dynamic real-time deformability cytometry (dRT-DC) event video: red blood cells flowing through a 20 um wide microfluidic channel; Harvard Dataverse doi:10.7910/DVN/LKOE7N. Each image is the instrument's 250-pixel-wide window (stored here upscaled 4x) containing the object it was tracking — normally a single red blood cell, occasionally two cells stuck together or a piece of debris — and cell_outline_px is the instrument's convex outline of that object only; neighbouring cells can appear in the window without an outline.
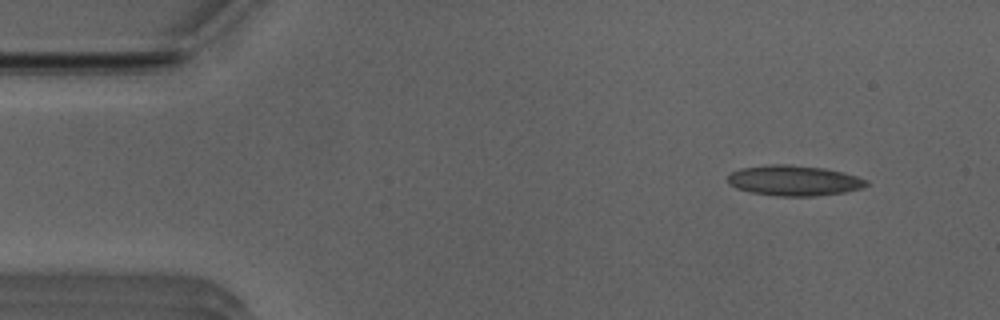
{"species": "Egyptian fruit bat (a non-hibernating species)", "species_latin": "Rousettus aegyptiacus", "temperature_condition": "room temperature", "stored_images_in_passage": 42, "camera_frame_rate_fps": 3000, "um_per_image_px": 0.085, "animal": {"sex": "male"}, "frame": {"image": 1, "passage_image": 5, "time_ms": 1.333, "image_size_px": [1000, 320], "cell_outline_px": [[868, 184], [860, 188], [844, 192], [812, 196], [776, 196], [752, 192], [736, 188], [728, 184], [728, 176], [732, 172], [740, 168], [772, 164], [788, 164], [820, 168], [840, 172], [856, 176], [868, 180]], "centroid_in_image_um": [67.44, 15.35], "position_along_channel_um": 17.6, "area_um2": 24.22}}
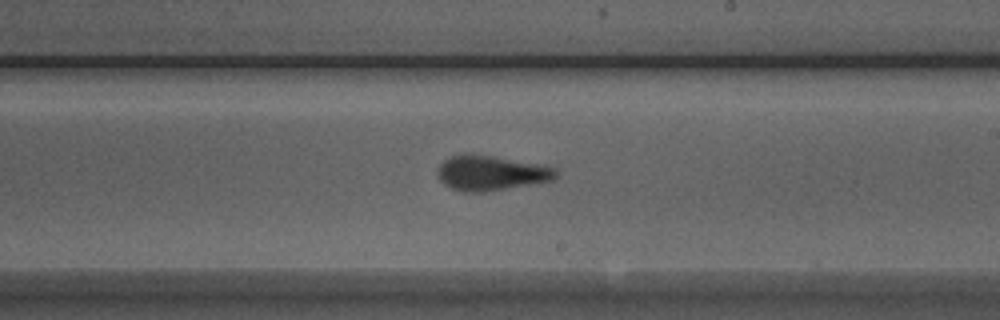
{"frame": {"image": 2, "passage_image": 29, "time_ms": 9.333, "image_size_px": [1000, 320], "cell_outline_px": [[560, 172], [552, 180], [484, 192], [464, 192], [452, 188], [444, 184], [440, 180], [436, 172], [440, 164], [444, 160], [452, 156], [464, 152], [472, 152], [548, 164], [556, 168]], "centroid_in_image_um": [41.76, 14.66], "position_along_channel_um": 247.2, "area_um2": 24.8}}
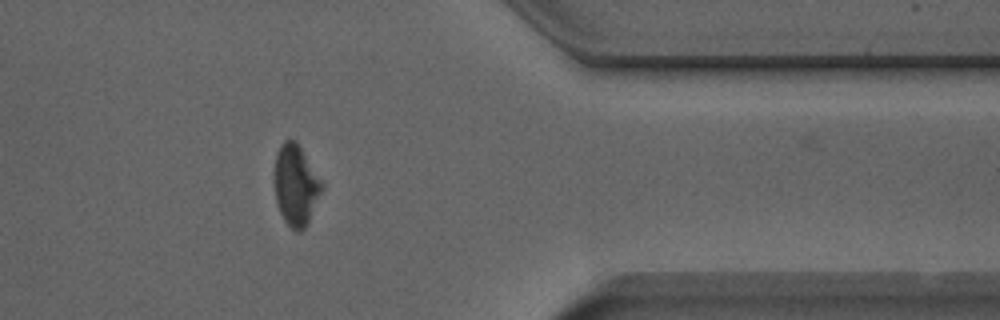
{"frame": {"image": 3, "passage_image": 41, "time_ms": 13.333, "image_size_px": [1000, 320], "cell_outline_px": [[324, 188], [308, 224], [300, 232], [292, 228], [284, 220], [280, 212], [276, 200], [276, 156], [280, 144], [284, 140], [296, 140], [324, 184]], "centroid_in_image_um": [25.19, 15.75], "position_along_channel_um": 386.2, "area_um2": 22.08}}